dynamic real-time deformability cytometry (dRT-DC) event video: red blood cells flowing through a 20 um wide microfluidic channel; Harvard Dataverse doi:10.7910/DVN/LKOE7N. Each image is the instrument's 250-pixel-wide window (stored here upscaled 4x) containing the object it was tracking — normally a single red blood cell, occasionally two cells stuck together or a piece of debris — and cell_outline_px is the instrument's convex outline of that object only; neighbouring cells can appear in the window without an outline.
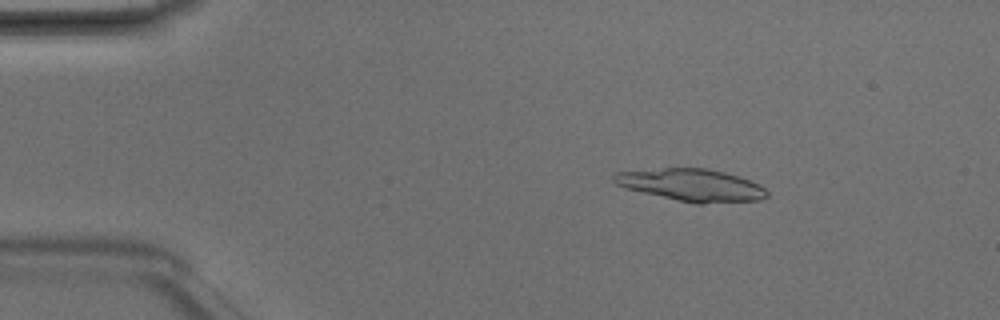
{"species": "Egyptian fruit bat (a non-hibernating species)", "species_latin": "Rousettus aegyptiacus", "temperature_condition": "room temperature", "stored_images_in_passage": 5, "camera_frame_rate_fps": 3000, "um_per_image_px": 0.085, "animal": {"sex": "male"}, "frame": {"image": 1, "passage_image": 3, "time_ms": 0.667, "image_size_px": [1000, 320], "cell_outline_px": [[768, 196], [760, 200], [704, 204], [696, 204], [676, 200], [624, 188], [616, 184], [612, 180], [612, 176], [616, 172], [664, 168], [708, 168], [740, 176], [760, 184], [768, 192]], "centroid_in_image_um": [58.8, 15.73], "position_along_channel_um": 26.2, "area_um2": 29.02}}
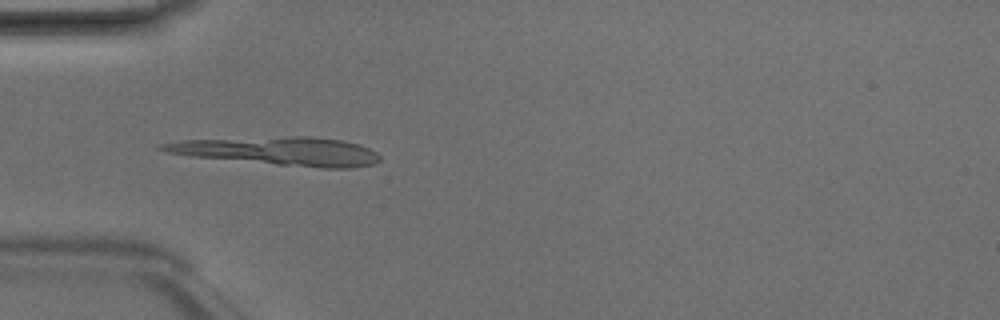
{"frame": {"image": 2, "passage_image": 5, "time_ms": 1.333, "image_size_px": [1000, 320], "cell_outline_px": [[380, 160], [376, 164], [352, 168], [324, 168], [276, 164], [196, 156], [164, 152], [156, 148], [160, 144], [180, 140], [292, 136], [312, 136], [344, 140], [368, 148], [376, 152], [380, 156]], "centroid_in_image_um": [23.76, 12.83], "position_along_channel_um": 61.2, "area_um2": 35.72}}